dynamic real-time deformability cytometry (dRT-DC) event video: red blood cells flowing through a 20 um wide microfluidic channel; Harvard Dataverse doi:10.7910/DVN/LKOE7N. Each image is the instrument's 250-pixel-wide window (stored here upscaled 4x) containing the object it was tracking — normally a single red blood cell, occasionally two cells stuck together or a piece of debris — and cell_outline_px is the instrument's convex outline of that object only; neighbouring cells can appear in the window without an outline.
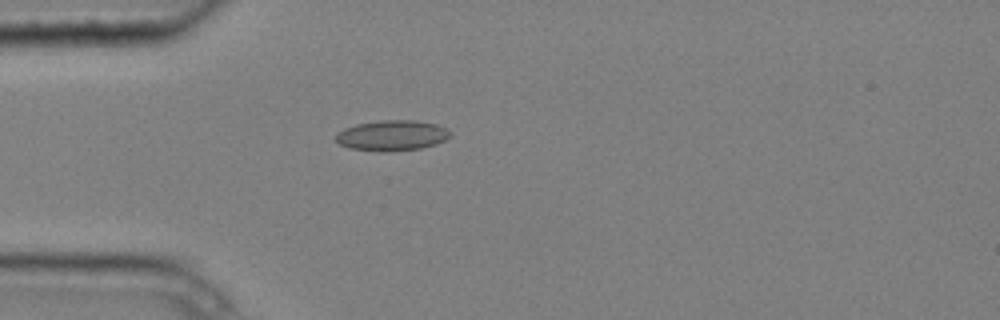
{"species": "common noctule bat (a hibernating species)", "species_latin": "Nyctalus noctula", "temperature_condition": "cold", "stored_images_in_passage": 1, "camera_frame_rate_fps": 3000, "um_per_image_px": 0.085, "animal": {"sex": "male", "body_mass_g": 20.4}, "frame": {"image": 1, "passage_image": 1, "time_ms": 0.0, "image_size_px": [1000, 320], "cell_outline_px": [[452, 136], [436, 144], [420, 148], [384, 152], [376, 152], [348, 148], [340, 144], [336, 140], [336, 132], [344, 128], [356, 124], [380, 120], [416, 120], [436, 124], [452, 132]], "centroid_in_image_um": [33.3, 11.52], "position_along_channel_um": 51.7, "area_um2": 20.52}}